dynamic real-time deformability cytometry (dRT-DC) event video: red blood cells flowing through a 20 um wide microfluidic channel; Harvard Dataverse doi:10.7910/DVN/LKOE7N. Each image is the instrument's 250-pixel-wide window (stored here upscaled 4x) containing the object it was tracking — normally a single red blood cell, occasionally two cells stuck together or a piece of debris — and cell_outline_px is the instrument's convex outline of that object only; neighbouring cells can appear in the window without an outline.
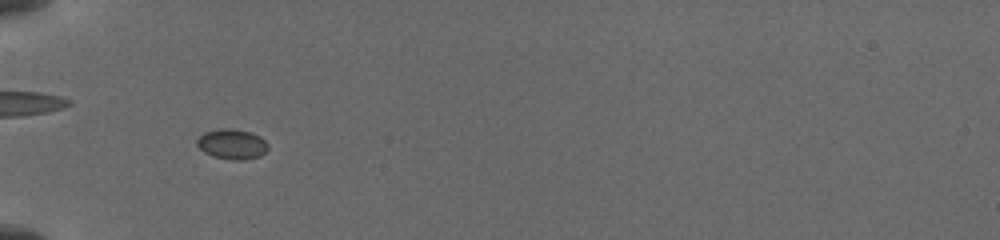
{"species": "common noctule bat (a hibernating species)", "species_latin": "Nyctalus noctula", "temperature_condition": "cold", "stored_images_in_passage": 31, "camera_frame_rate_fps": 3000, "um_per_image_px": 0.085, "animal": {"sex": "female", "body_mass_g": 19.5, "forearm_length_mm": 54.1}, "frame": {"image": 1, "passage_image": 6, "time_ms": 2.0, "image_size_px": [1000, 240], "cell_outline_px": [[268, 148], [260, 156], [244, 160], [232, 160], [212, 156], [204, 152], [196, 144], [196, 140], [204, 132], [220, 128], [232, 128], [252, 132], [260, 136], [268, 144]], "centroid_in_image_um": [19.72, 12.24], "position_along_channel_um": 65.3, "area_um2": 12.6}}
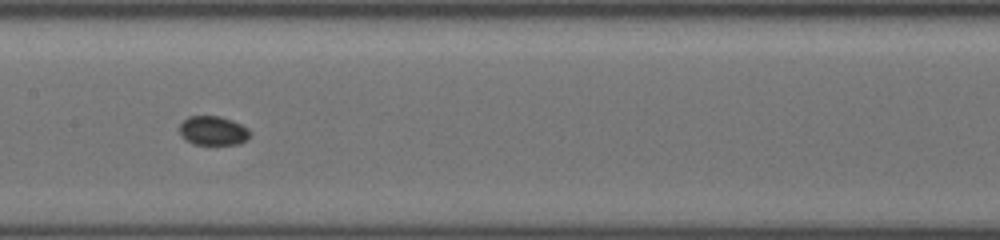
{"frame": {"image": 2, "passage_image": 14, "time_ms": 5.333, "image_size_px": [1000, 240], "cell_outline_px": [[252, 132], [248, 140], [240, 144], [192, 144], [184, 140], [180, 136], [180, 124], [188, 116], [220, 116], [232, 120], [248, 128]], "centroid_in_image_um": [18.13, 11.12], "position_along_channel_um": 189.3, "area_um2": 12.2}}
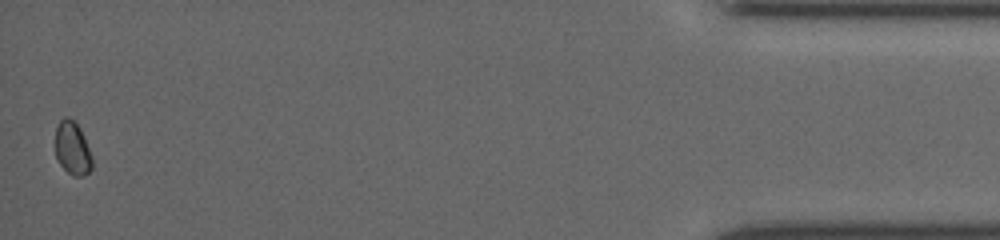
{"frame": {"image": 3, "passage_image": 31, "time_ms": 13.333, "image_size_px": [1000, 240], "cell_outline_px": [[92, 168], [84, 176], [72, 176], [60, 164], [56, 156], [56, 128], [60, 120], [64, 116], [68, 116], [80, 128], [84, 136], [92, 156]], "centroid_in_image_um": [6.17, 12.61], "position_along_channel_um": 429.0, "area_um2": 11.39}}